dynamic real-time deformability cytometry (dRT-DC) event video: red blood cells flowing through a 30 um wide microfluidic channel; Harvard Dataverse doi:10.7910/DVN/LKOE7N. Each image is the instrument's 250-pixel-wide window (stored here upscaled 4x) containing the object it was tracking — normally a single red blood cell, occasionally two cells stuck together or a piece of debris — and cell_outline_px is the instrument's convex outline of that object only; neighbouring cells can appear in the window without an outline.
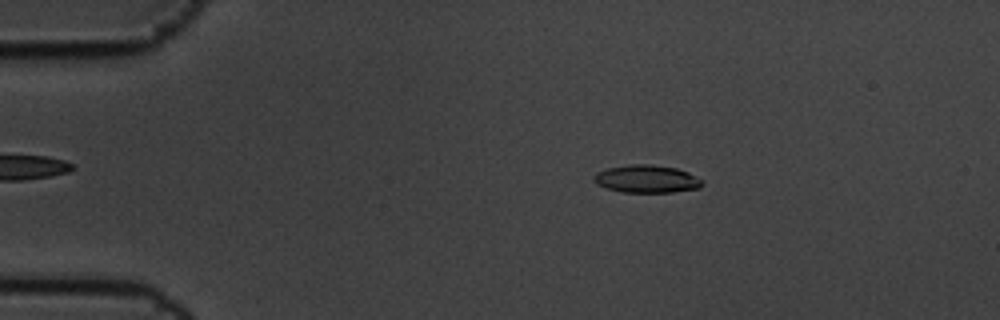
{"species": "common noctule bat (a hibernating species)", "species_latin": "Nyctalus noctula", "temperature_condition": "cold", "stored_images_in_passage": 6, "segment_of_instrument_passage": [1, 2], "camera_frame_rate_fps": 3000, "um_per_image_px": 0.085, "animal": {"sex": "male", "body_mass_g": 19.5, "forearm_length_mm": 54.6}, "frame": {"image": 1, "passage_image": 3, "time_ms": 0.667, "image_size_px": [1000, 320], "cell_outline_px": [[704, 184], [700, 188], [672, 192], [620, 192], [604, 188], [596, 184], [592, 180], [592, 176], [596, 172], [608, 168], [632, 164], [652, 164], [676, 168], [688, 172], [704, 180]], "centroid_in_image_um": [54.95, 15.21], "position_along_channel_um": 30.0, "area_um2": 17.8}}